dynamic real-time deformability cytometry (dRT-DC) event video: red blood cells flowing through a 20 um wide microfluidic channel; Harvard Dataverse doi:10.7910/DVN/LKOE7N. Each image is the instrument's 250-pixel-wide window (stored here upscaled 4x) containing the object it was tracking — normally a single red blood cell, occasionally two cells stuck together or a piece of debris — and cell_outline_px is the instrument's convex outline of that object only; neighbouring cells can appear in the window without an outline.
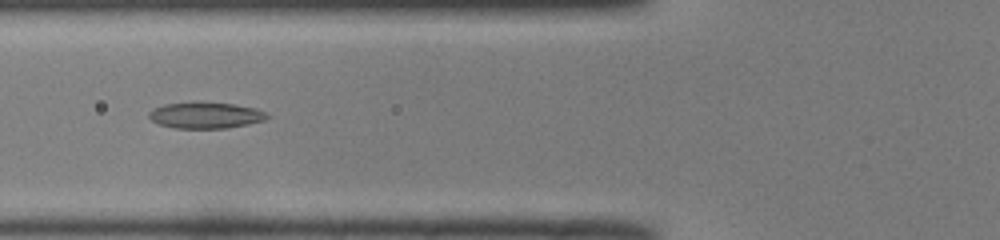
{"species": "common noctule bat (a hibernating species)", "species_latin": "Nyctalus noctula", "temperature_condition": "room temperature", "stored_images_in_passage": 8, "camera_frame_rate_fps": 3000, "um_per_image_px": 0.085, "animal": {"sex": "male", "body_mass_g": 19.0, "forearm_length_mm": 50.8}, "frame": {"image": 1, "passage_image": 8, "time_ms": 2.333, "image_size_px": [1000, 240], "cell_outline_px": [[268, 116], [264, 120], [248, 124], [228, 128], [176, 128], [160, 124], [152, 120], [148, 116], [148, 112], [164, 104], [232, 104], [256, 108], [264, 112]], "centroid_in_image_um": [17.49, 9.83], "position_along_channel_um": 108.3, "area_um2": 17.22}}